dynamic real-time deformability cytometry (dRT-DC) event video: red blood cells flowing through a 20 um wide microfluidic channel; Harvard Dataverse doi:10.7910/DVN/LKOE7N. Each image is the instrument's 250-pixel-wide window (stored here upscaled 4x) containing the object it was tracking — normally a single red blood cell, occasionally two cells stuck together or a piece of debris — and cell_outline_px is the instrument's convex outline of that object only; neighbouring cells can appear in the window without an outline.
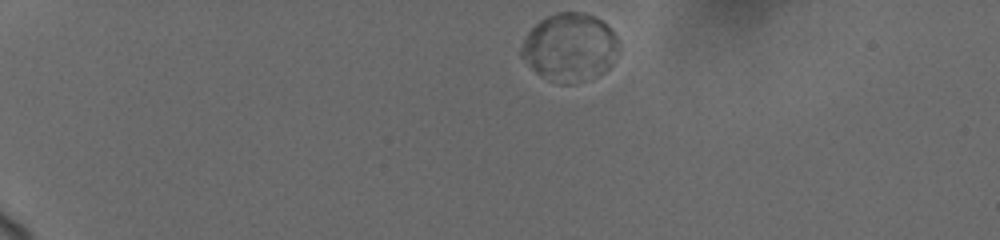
{"species": "human", "species_latin": "Homo sapiens", "temperature_condition": "cold", "stored_images_in_passage": 10, "camera_frame_rate_fps": 3000, "um_per_image_px": 0.085, "donor": {"sex": "female"}, "frame": {"image": 1, "passage_image": 1, "time_ms": 0.0, "image_size_px": [1000, 240], "cell_outline_px": [[616, 40], [612, 64], [604, 72], [572, 84], [560, 84], [540, 76], [520, 56], [520, 48], [528, 32], [540, 20], [556, 12], [584, 12], [600, 20], [616, 36]], "centroid_in_image_um": [48.36, 4.03], "position_along_channel_um": 36.6, "area_um2": 37.92}}
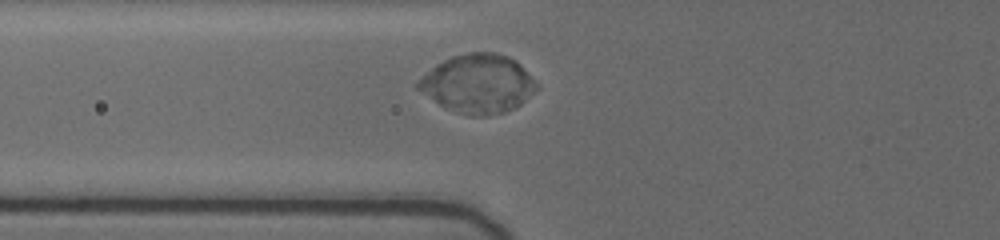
{"frame": {"image": 2, "passage_image": 9, "time_ms": 3.667, "image_size_px": [1000, 240], "cell_outline_px": [[540, 88], [520, 104], [504, 112], [488, 116], [468, 116], [456, 112], [440, 104], [416, 88], [412, 84], [416, 80], [436, 64], [452, 56], [468, 52], [496, 52], [508, 56], [520, 64], [540, 84]], "centroid_in_image_um": [40.64, 7.11], "position_along_channel_um": 85.2, "area_um2": 40.75}}